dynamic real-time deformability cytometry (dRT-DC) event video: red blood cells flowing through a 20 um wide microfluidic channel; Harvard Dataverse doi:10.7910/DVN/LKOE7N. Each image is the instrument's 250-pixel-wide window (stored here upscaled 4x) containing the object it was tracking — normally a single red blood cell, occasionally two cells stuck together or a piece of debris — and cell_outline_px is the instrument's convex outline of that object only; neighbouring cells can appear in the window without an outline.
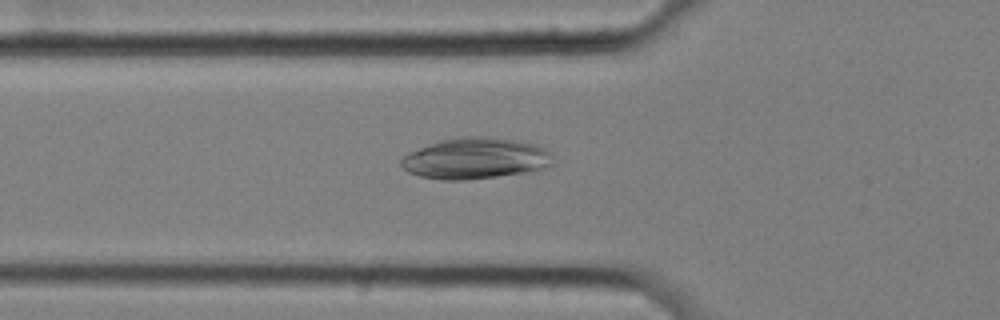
{"species": "common noctule bat (a hibernating species)", "species_latin": "Nyctalus noctula", "temperature_condition": "cold", "stored_images_in_passage": 54, "camera_frame_rate_fps": 3000, "um_per_image_px": 0.085, "animal": {"sex": "female", "body_mass_g": 25.1}, "frame": {"image": 1, "passage_image": 17, "time_ms": 5.333, "image_size_px": [1000, 320], "cell_outline_px": [[552, 168], [536, 172], [464, 180], [440, 180], [420, 176], [408, 172], [400, 164], [400, 160], [408, 152], [440, 140], [460, 136], [484, 136], [516, 140], [536, 144], [552, 152]], "centroid_in_image_um": [40.48, 13.47], "position_along_channel_um": 85.3, "area_um2": 37.11}}
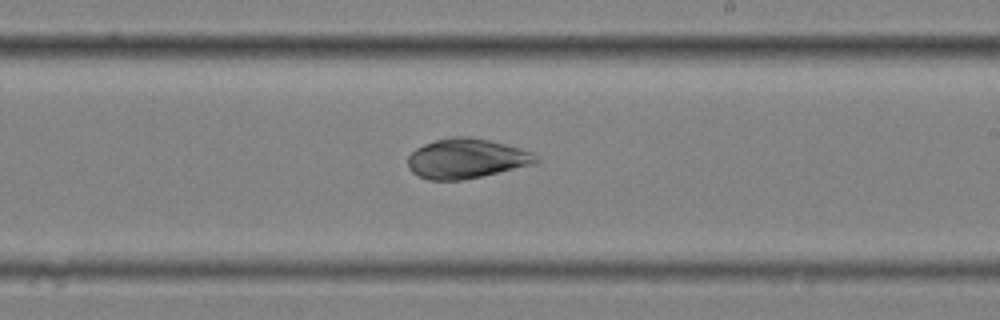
{"frame": {"image": 2, "passage_image": 31, "time_ms": 10.0, "image_size_px": [1000, 320], "cell_outline_px": [[540, 160], [536, 164], [464, 180], [428, 180], [412, 172], [408, 168], [408, 156], [416, 148], [424, 144], [436, 140], [452, 136], [468, 136], [488, 140], [520, 148], [532, 152], [540, 156]], "centroid_in_image_um": [39.67, 13.48], "position_along_channel_um": 249.3, "area_um2": 29.88}}
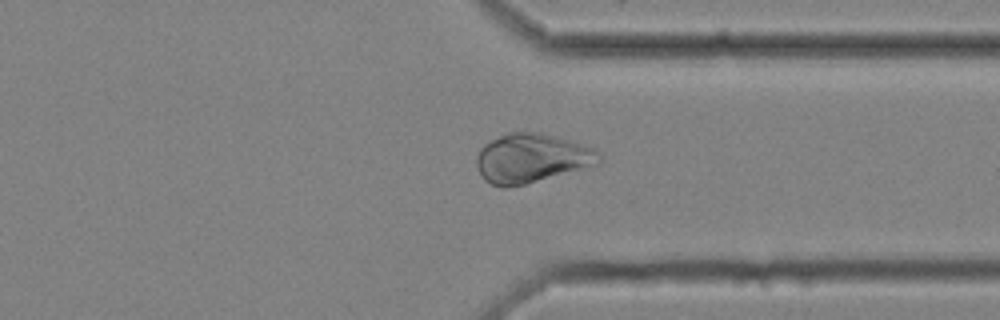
{"frame": {"image": 3, "passage_image": 41, "time_ms": 13.333, "image_size_px": [1000, 320], "cell_outline_px": [[604, 160], [600, 164], [524, 184], [504, 188], [492, 184], [484, 180], [476, 164], [476, 156], [480, 148], [484, 144], [508, 132], [540, 132], [556, 136], [584, 144], [596, 148], [600, 152]], "centroid_in_image_um": [45.23, 13.44], "position_along_channel_um": 366.2, "area_um2": 35.32}}